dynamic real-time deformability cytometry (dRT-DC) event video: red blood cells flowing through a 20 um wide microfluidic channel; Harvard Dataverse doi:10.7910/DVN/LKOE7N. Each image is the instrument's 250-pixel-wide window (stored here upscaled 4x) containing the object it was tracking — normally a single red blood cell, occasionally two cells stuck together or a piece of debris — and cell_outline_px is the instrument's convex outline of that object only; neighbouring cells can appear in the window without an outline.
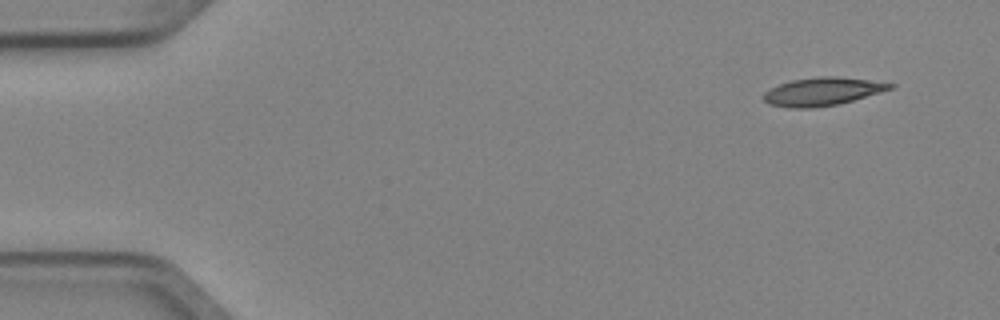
{"species": "Egyptian fruit bat (a non-hibernating species)", "species_latin": "Rousettus aegyptiacus", "temperature_condition": "cold", "stored_images_in_passage": 4, "camera_frame_rate_fps": 3000, "um_per_image_px": 0.085, "animal": {"sex": "female"}, "frame": {"image": 1, "passage_image": 1, "time_ms": 0.0, "image_size_px": [1000, 320], "cell_outline_px": [[896, 84], [892, 88], [880, 92], [840, 104], [812, 108], [788, 108], [768, 104], [764, 100], [764, 92], [780, 84], [792, 80], [820, 76], [836, 76]], "centroid_in_image_um": [69.87, 7.79], "position_along_channel_um": 15.1, "area_um2": 20.52}}
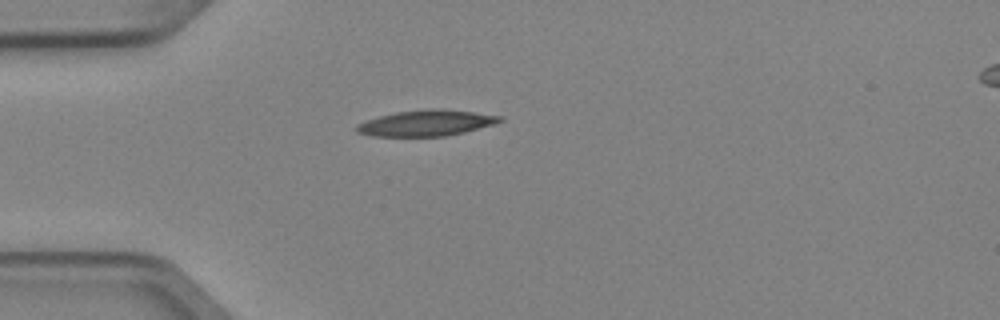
{"frame": {"image": 2, "passage_image": 4, "time_ms": 1.0, "image_size_px": [1000, 320], "cell_outline_px": [[504, 120], [496, 124], [464, 132], [444, 136], [372, 136], [356, 132], [356, 124], [380, 116], [396, 112], [432, 108], [440, 108], [504, 116]], "centroid_in_image_um": [36.27, 10.45], "position_along_channel_um": 48.7, "area_um2": 21.62}}